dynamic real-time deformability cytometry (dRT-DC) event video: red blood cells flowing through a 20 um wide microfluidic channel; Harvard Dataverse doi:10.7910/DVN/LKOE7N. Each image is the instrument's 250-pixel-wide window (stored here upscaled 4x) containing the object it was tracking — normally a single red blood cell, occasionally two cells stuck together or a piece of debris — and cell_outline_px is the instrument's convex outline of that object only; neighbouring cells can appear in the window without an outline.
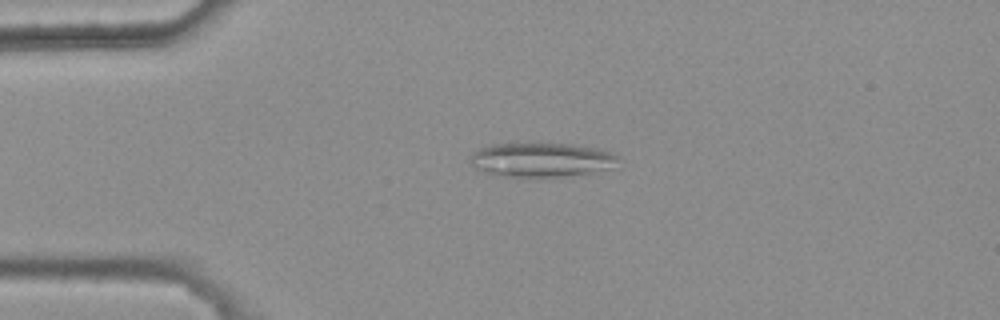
{"species": "common noctule bat (a hibernating species)", "species_latin": "Nyctalus noctula", "temperature_condition": "warm", "stored_images_in_passage": 5, "camera_frame_rate_fps": 3000, "um_per_image_px": 0.085, "animal": {"sex": "female", "body_mass_g": 25.1}, "frame": {"image": 1, "passage_image": 3, "time_ms": 0.667, "image_size_px": [1000, 320], "cell_outline_px": [[620, 156], [612, 168], [592, 172], [536, 180], [508, 176], [484, 172], [476, 168], [472, 164], [472, 156], [480, 148], [492, 144], [572, 144], [596, 148], [612, 152]], "centroid_in_image_um": [46.07, 13.62], "position_along_channel_um": 38.9, "area_um2": 29.71}}